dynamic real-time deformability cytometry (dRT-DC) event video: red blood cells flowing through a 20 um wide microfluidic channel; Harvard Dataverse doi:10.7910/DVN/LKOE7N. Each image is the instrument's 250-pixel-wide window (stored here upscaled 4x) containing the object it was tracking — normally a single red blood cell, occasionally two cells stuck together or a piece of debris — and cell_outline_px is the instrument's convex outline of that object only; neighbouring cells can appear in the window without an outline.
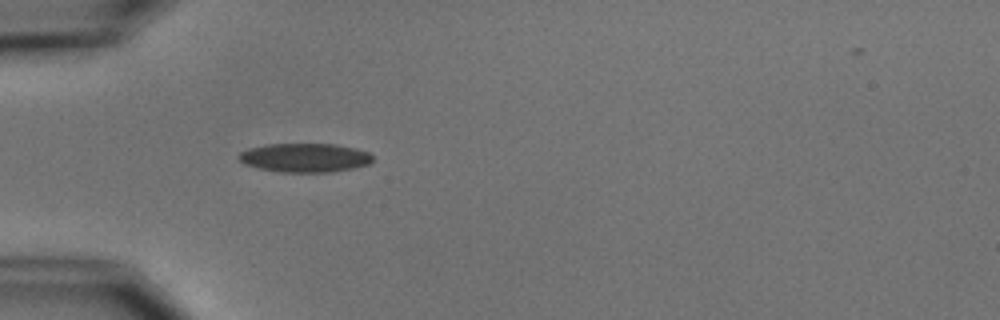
{"species": "common noctule bat (a hibernating species)", "species_latin": "Nyctalus noctula", "temperature_condition": "cold", "stored_images_in_passage": 4, "camera_frame_rate_fps": 3000, "um_per_image_px": 0.085, "animal": {"sex": "male", "body_mass_g": 15.6}, "frame": {"image": 1, "passage_image": 4, "time_ms": 3.667, "image_size_px": [1000, 320], "cell_outline_px": [[372, 160], [368, 164], [352, 168], [332, 172], [280, 172], [260, 168], [244, 164], [236, 156], [240, 152], [248, 148], [264, 144], [336, 144], [356, 148], [368, 152], [372, 156]], "centroid_in_image_um": [25.88, 13.4], "position_along_channel_um": 59.1, "area_um2": 22.6}}